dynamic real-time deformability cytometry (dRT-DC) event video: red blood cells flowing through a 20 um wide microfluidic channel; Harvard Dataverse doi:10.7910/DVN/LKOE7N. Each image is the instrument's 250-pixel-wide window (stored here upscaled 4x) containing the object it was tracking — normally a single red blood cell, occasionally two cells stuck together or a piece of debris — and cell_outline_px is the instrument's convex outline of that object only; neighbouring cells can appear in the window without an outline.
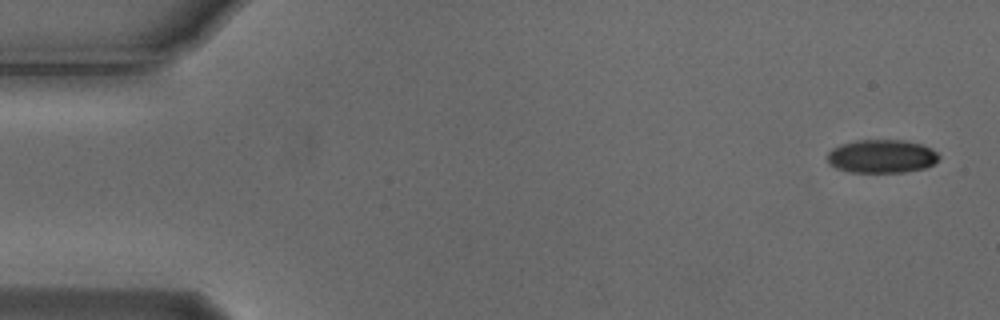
{"species": "Egyptian fruit bat (a non-hibernating species)", "species_latin": "Rousettus aegyptiacus", "temperature_condition": "cold", "stored_images_in_passage": 4, "camera_frame_rate_fps": 3000, "um_per_image_px": 0.085, "animal": {"sex": "male"}, "frame": {"image": 1, "passage_image": 1, "time_ms": 0.0, "image_size_px": [1000, 320], "cell_outline_px": [[940, 160], [924, 168], [904, 172], [852, 172], [836, 168], [828, 164], [828, 152], [832, 148], [840, 144], [856, 140], [904, 140], [920, 144], [936, 152], [940, 156]], "centroid_in_image_um": [74.92, 13.28], "position_along_channel_um": 10.1, "area_um2": 21.68}}
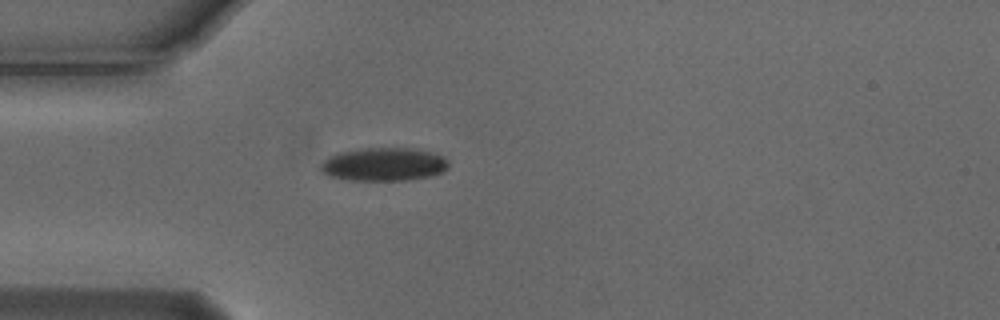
{"frame": {"image": 2, "passage_image": 4, "time_ms": 1.0, "image_size_px": [1000, 320], "cell_outline_px": [[448, 168], [444, 172], [432, 176], [408, 180], [344, 180], [328, 176], [320, 168], [320, 164], [328, 156], [336, 152], [360, 148], [416, 148], [432, 152], [444, 156], [448, 160]], "centroid_in_image_um": [32.63, 13.96], "position_along_channel_um": 52.4, "area_um2": 25.32}}